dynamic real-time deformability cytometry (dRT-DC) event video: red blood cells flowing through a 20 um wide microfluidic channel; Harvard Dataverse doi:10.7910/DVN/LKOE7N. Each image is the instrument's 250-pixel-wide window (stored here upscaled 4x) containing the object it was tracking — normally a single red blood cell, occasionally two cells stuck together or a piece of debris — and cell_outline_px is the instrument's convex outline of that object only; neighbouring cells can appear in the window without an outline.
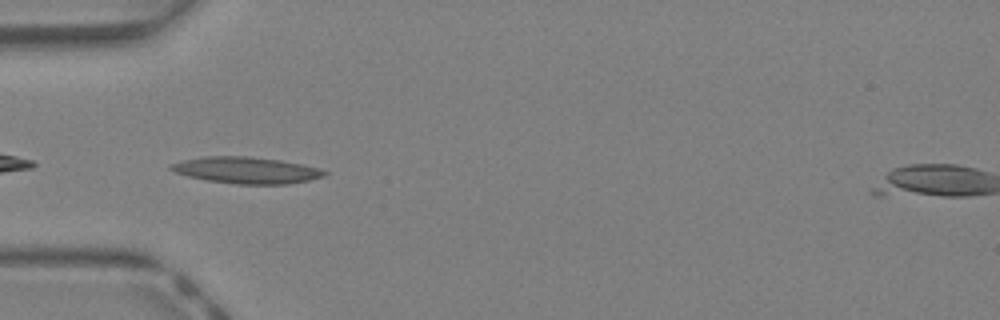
{"species": "Egyptian fruit bat (a non-hibernating species)", "species_latin": "Rousettus aegyptiacus", "temperature_condition": "warm", "stored_images_in_passage": 38, "camera_frame_rate_fps": 3000, "um_per_image_px": 0.085, "animal": {"sex": "female"}, "frame": {"image": 1, "passage_image": 9, "time_ms": 2.667, "image_size_px": [1000, 320], "cell_outline_px": [[328, 172], [324, 176], [308, 180], [288, 184], [236, 184], [208, 180], [188, 176], [176, 172], [168, 168], [168, 164], [180, 160], [204, 156], [248, 156], [280, 160], [320, 168]], "centroid_in_image_um": [20.9, 14.46], "position_along_channel_um": 64.1, "area_um2": 23.7}}
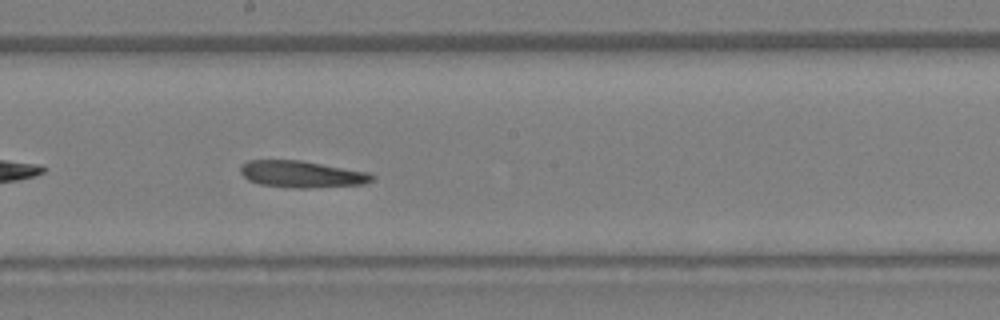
{"frame": {"image": 2, "passage_image": 19, "time_ms": 6.0, "image_size_px": [1000, 320], "cell_outline_px": [[376, 180], [364, 184], [308, 188], [296, 188], [260, 184], [248, 180], [240, 172], [240, 168], [248, 160], [300, 160], [368, 172], [376, 176]], "centroid_in_image_um": [25.69, 14.81], "position_along_channel_um": 222.5, "area_um2": 20.46}}
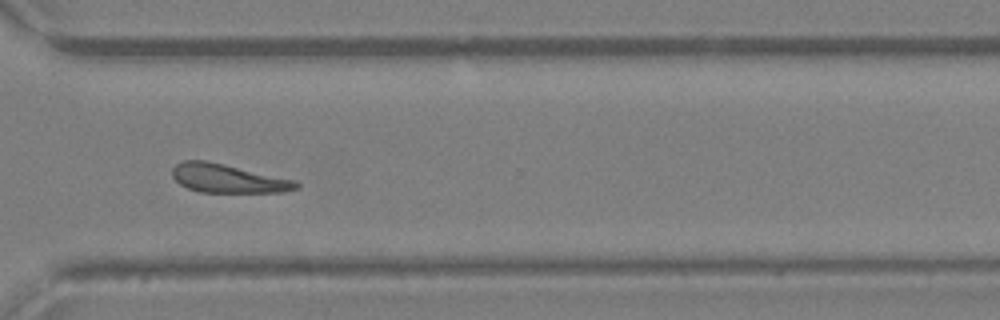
{"frame": {"image": 3, "passage_image": 27, "time_ms": 8.667, "image_size_px": [1000, 320], "cell_outline_px": [[300, 188], [284, 192], [200, 192], [188, 188], [180, 184], [172, 176], [172, 168], [176, 164], [184, 160], [204, 160], [224, 164], [296, 180], [300, 184]], "centroid_in_image_um": [19.39, 15.17], "position_along_channel_um": 351.2, "area_um2": 20.69}}